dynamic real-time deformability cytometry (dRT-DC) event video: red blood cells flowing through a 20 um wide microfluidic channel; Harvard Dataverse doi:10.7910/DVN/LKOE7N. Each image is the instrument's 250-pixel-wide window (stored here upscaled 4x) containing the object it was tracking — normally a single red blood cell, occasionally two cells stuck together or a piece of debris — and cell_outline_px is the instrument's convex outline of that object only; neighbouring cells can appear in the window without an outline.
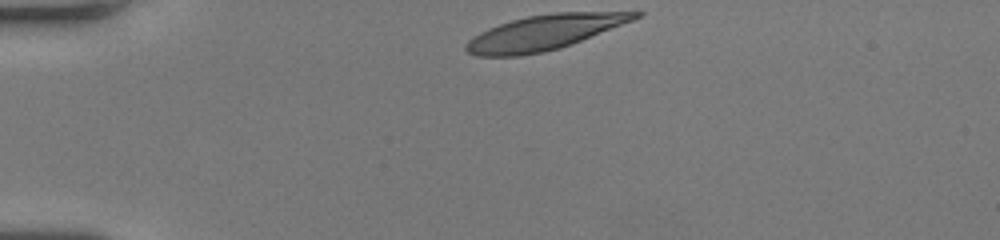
{"species": "human", "species_latin": "Homo sapiens", "temperature_condition": "room temperature", "stored_images_in_passage": 32, "camera_frame_rate_fps": 3000, "um_per_image_px": 0.085, "donor": {"sex": "female"}, "frame": {"image": 1, "passage_image": 1, "time_ms": 0.0, "image_size_px": [1000, 240], "cell_outline_px": [[644, 12], [640, 16], [632, 20], [572, 44], [560, 48], [544, 52], [520, 56], [476, 56], [468, 52], [464, 48], [464, 44], [468, 40], [480, 32], [488, 28], [512, 20], [528, 16], [552, 12]], "centroid_in_image_um": [46.2, 2.77], "position_along_channel_um": 38.8, "area_um2": 34.1}}
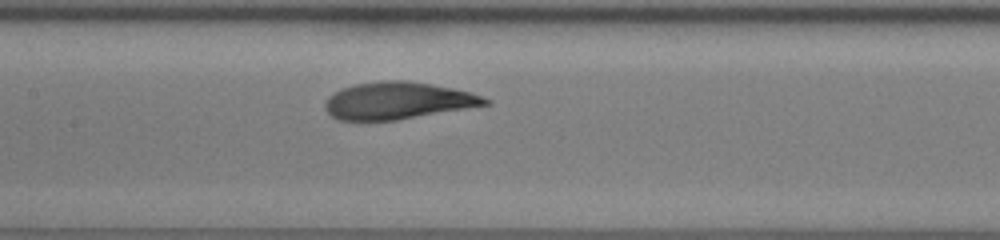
{"frame": {"image": 2, "passage_image": 15, "time_ms": 4.667, "image_size_px": [1000, 240], "cell_outline_px": [[492, 104], [396, 120], [336, 120], [324, 108], [324, 104], [328, 96], [332, 92], [340, 88], [356, 84], [380, 80], [408, 80], [432, 84], [452, 88], [484, 96], [492, 100]], "centroid_in_image_um": [33.8, 8.55], "position_along_channel_um": 173.6, "area_um2": 34.85}}
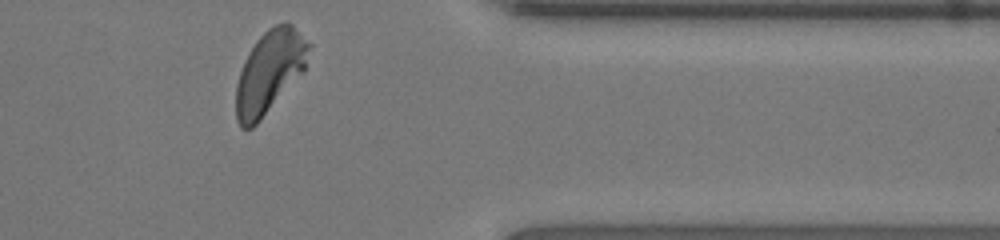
{"frame": {"image": 3, "passage_image": 32, "time_ms": 10.333, "image_size_px": [1000, 240], "cell_outline_px": [[312, 44], [304, 72], [260, 120], [252, 128], [240, 128], [236, 120], [236, 84], [244, 60], [256, 40], [268, 28], [284, 20], [292, 24]], "centroid_in_image_um": [22.93, 6.08], "position_along_channel_um": 388.5, "area_um2": 35.32}, "authors_computed_cell_mechanics": {"area_um2": 34.969, "velocity_mm_per_s": 4.0098, "shape_relaxation_time_tau1_ms": 2.8302, "shape_relaxation_time_tau2_ms": null, "deformation_change_tau1": 0.1801, "deformation_change_tau2": null}}